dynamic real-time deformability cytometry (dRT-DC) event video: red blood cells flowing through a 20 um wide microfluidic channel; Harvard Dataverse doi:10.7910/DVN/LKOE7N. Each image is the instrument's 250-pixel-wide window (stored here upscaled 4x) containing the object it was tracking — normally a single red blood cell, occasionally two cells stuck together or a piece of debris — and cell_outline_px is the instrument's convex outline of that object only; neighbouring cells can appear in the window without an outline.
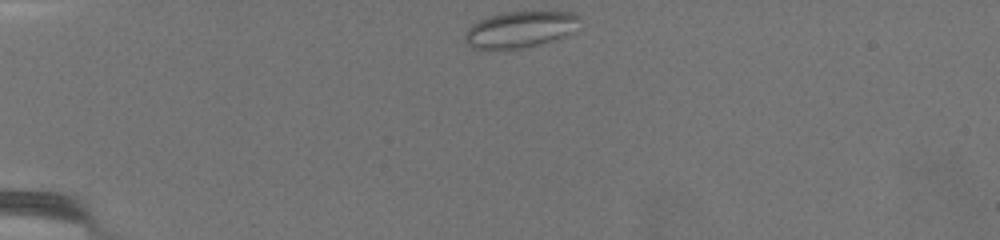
{"species": "common noctule bat (a hibernating species)", "species_latin": "Nyctalus noctula", "temperature_condition": "warm", "stored_images_in_passage": 44, "camera_frame_rate_fps": 3000, "um_per_image_px": 0.085, "animal": {"sex": "female", "body_mass_g": 19.5, "forearm_length_mm": 54.1}, "frame": {"image": 1, "passage_image": 1, "time_ms": 0.0, "image_size_px": [1000, 240], "cell_outline_px": [[580, 16], [568, 32], [552, 40], [540, 44], [520, 48], [472, 48], [464, 40], [464, 32], [472, 24], [488, 16], [508, 12], [572, 12]], "centroid_in_image_um": [44.1, 2.49], "position_along_channel_um": 40.9, "area_um2": 23.41}}
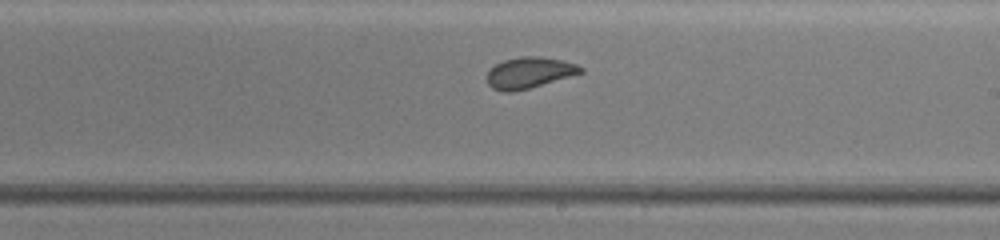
{"frame": {"image": 2, "passage_image": 27, "time_ms": 8.667, "image_size_px": [1000, 240], "cell_outline_px": [[584, 72], [528, 88], [512, 92], [504, 92], [492, 88], [488, 84], [488, 72], [496, 64], [504, 60], [520, 56], [540, 56], [564, 60], [576, 64], [584, 68]], "centroid_in_image_um": [45.0, 6.16], "position_along_channel_um": 244.0, "area_um2": 16.82}}
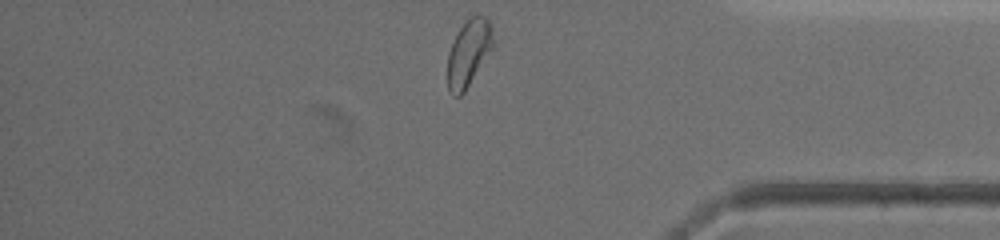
{"frame": {"image": 3, "passage_image": 44, "time_ms": 14.333, "image_size_px": [1000, 240], "cell_outline_px": [[492, 48], [464, 92], [460, 96], [452, 96], [448, 88], [448, 52], [460, 28], [472, 16], [484, 16], [488, 20], [492, 28]], "centroid_in_image_um": [39.81, 4.53], "position_along_channel_um": 395.4, "area_um2": 17.11}, "authors_computed_cell_mechanics": {"area_um2": 17.1955, "velocity_mm_per_s": 2.9592, "shape_relaxation_time_tau1_ms": null, "shape_relaxation_time_tau2_ms": 1.7925, "deformation_change_tau1": null, "deformation_change_tau2": 0.0712}}